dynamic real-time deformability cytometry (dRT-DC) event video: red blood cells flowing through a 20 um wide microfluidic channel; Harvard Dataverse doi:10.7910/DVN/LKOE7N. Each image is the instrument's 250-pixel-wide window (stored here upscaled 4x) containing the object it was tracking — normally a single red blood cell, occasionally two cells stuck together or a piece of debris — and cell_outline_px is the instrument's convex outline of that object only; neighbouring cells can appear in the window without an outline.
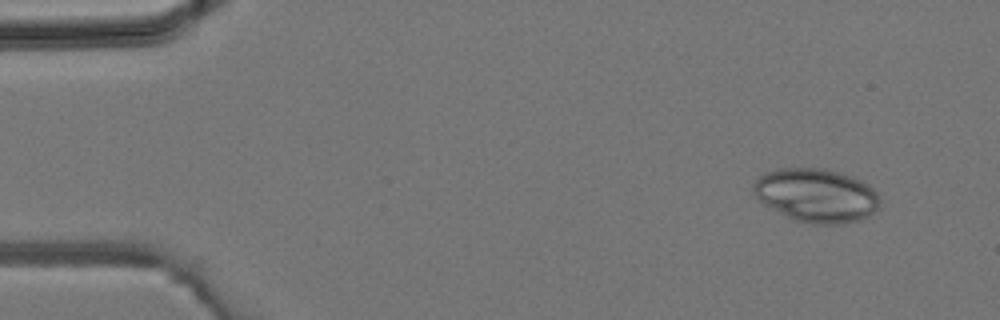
{"species": "common noctule bat (a hibernating species)", "species_latin": "Nyctalus noctula", "temperature_condition": "room temperature", "stored_images_in_passage": 4, "camera_frame_rate_fps": 3000, "um_per_image_px": 0.085, "animal": {"sex": "male", "body_mass_g": 19.2, "forearm_length_mm": 51.8}, "frame": {"image": 1, "passage_image": 1, "time_ms": 0.0, "image_size_px": [1000, 320], "cell_outline_px": [[880, 200], [876, 208], [868, 216], [860, 220], [840, 224], [812, 224], [796, 220], [764, 204], [752, 192], [752, 184], [760, 176], [768, 172], [780, 168], [824, 168], [840, 172], [860, 180], [868, 184], [876, 192]], "centroid_in_image_um": [69.38, 16.6], "position_along_channel_um": 15.6, "area_um2": 39.25}}